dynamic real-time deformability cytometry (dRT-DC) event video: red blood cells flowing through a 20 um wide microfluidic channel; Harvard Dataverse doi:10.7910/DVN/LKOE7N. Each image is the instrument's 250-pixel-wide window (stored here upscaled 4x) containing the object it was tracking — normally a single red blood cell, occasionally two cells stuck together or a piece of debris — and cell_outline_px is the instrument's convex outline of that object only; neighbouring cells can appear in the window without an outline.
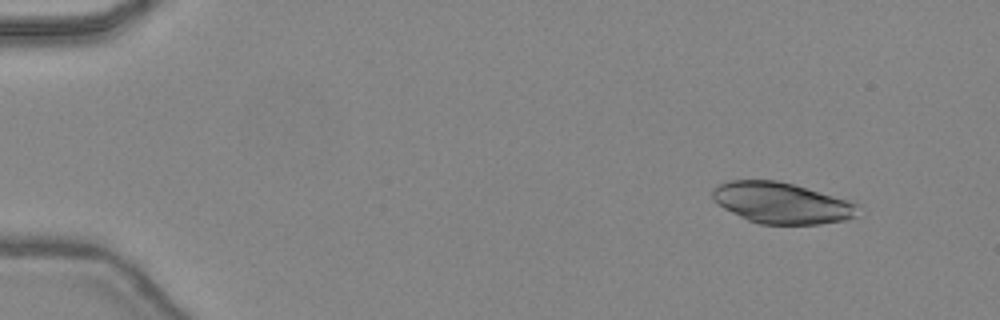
{"species": "common noctule bat (a hibernating species)", "species_latin": "Nyctalus noctula", "temperature_condition": "warm", "stored_images_in_passage": 46, "camera_frame_rate_fps": 3000, "um_per_image_px": 0.085, "animal": {"sex": "female", "body_mass_g": 24.6, "forearm_length_mm": 56.2}, "frame": {"image": 1, "passage_image": 5, "time_ms": 1.333, "image_size_px": [1000, 320], "cell_outline_px": [[860, 204], [856, 216], [844, 220], [820, 224], [760, 224], [748, 220], [724, 208], [712, 196], [712, 188], [728, 180], [776, 180], [792, 184]], "centroid_in_image_um": [66.43, 17.25], "position_along_channel_um": 18.6, "area_um2": 34.39}}